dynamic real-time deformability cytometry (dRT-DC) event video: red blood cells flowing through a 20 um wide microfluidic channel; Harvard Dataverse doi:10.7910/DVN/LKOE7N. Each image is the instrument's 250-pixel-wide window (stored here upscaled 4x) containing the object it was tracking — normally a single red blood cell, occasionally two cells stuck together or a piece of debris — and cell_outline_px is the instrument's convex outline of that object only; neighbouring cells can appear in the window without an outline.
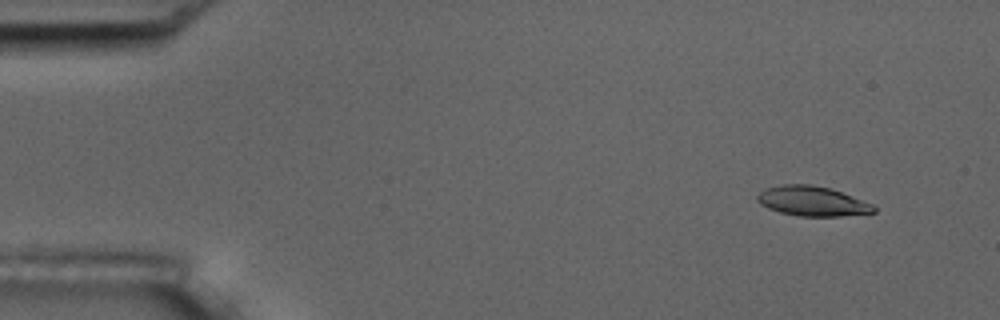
{"species": "common noctule bat (a hibernating species)", "species_latin": "Nyctalus noctula", "temperature_condition": "room temperature", "stored_images_in_passage": 5, "camera_frame_rate_fps": 3000, "um_per_image_px": 0.085, "animal": {"sex": "male", "body_mass_g": 17.5, "forearm_length_mm": 52.3}, "frame": {"image": 1, "passage_image": 2, "time_ms": 1.0, "image_size_px": [1000, 320], "cell_outline_px": [[876, 212], [840, 216], [800, 216], [780, 212], [768, 208], [760, 204], [756, 200], [756, 196], [764, 188], [784, 184], [808, 184], [828, 188], [840, 192], [872, 204], [876, 208]], "centroid_in_image_um": [68.99, 17.1], "position_along_channel_um": 16.0, "area_um2": 20.0}}
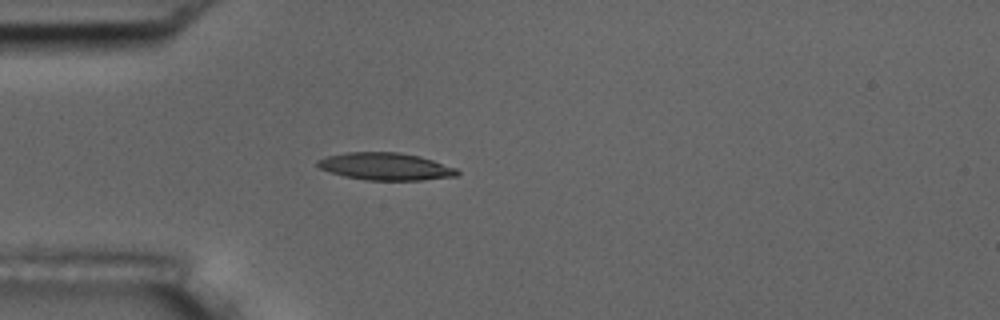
{"frame": {"image": 2, "passage_image": 5, "time_ms": 4.667, "image_size_px": [1000, 320], "cell_outline_px": [[460, 172], [456, 176], [420, 180], [368, 180], [344, 176], [320, 168], [316, 164], [316, 160], [324, 156], [344, 152], [400, 152], [420, 156], [456, 168]], "centroid_in_image_um": [32.74, 14.13], "position_along_channel_um": 52.3, "area_um2": 22.25}}